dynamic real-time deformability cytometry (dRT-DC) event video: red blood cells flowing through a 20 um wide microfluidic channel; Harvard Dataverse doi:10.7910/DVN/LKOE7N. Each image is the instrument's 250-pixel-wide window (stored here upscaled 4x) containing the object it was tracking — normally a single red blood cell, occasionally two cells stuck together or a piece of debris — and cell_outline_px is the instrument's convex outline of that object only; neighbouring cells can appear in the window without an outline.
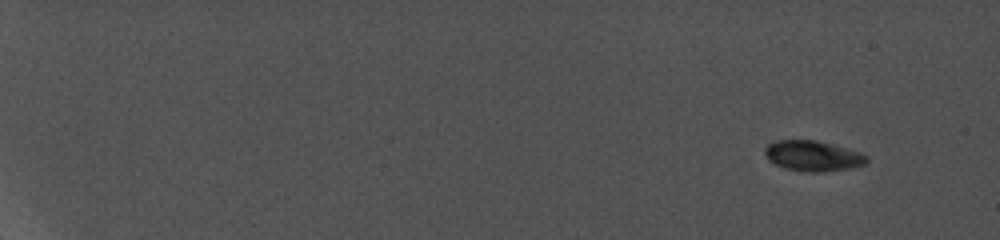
{"species": "common noctule bat (a hibernating species)", "species_latin": "Nyctalus noctula", "temperature_condition": "cold", "stored_images_in_passage": 63, "camera_frame_rate_fps": 5000, "um_per_image_px": 0.085, "animal": {"sex": "female", "body_mass_g": 19.0, "forearm_length_mm": 56.7}, "frame": {"image": 1, "passage_image": 1, "time_ms": 0.0, "image_size_px": [1000, 240], "cell_outline_px": [[868, 160], [864, 164], [852, 168], [820, 172], [808, 172], [784, 168], [768, 160], [764, 152], [764, 148], [768, 144], [776, 140], [816, 140], [860, 152], [868, 156]], "centroid_in_image_um": [69.08, 13.25], "position_along_channel_um": 15.9, "area_um2": 18.03}}
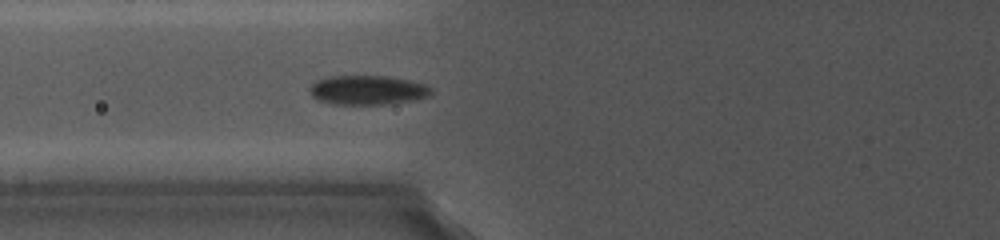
{"frame": {"image": 2, "passage_image": 24, "time_ms": 7.8, "image_size_px": [1000, 240], "cell_outline_px": [[432, 92], [428, 96], [388, 104], [336, 104], [320, 100], [312, 96], [308, 92], [308, 88], [316, 80], [328, 76], [384, 76], [408, 80], [424, 84], [432, 88]], "centroid_in_image_um": [31.19, 7.65], "position_along_channel_um": 94.6, "area_um2": 20.52}}
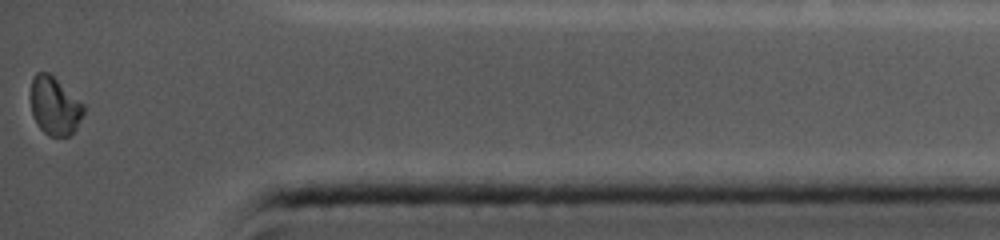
{"frame": {"image": 3, "passage_image": 63, "time_ms": 16.8, "image_size_px": [1000, 240], "cell_outline_px": [[84, 112], [76, 128], [68, 136], [48, 136], [40, 128], [32, 116], [28, 96], [32, 76], [36, 72], [48, 72], [84, 104]], "centroid_in_image_um": [4.58, 8.98], "position_along_channel_um": 430.6, "area_um2": 18.21}}